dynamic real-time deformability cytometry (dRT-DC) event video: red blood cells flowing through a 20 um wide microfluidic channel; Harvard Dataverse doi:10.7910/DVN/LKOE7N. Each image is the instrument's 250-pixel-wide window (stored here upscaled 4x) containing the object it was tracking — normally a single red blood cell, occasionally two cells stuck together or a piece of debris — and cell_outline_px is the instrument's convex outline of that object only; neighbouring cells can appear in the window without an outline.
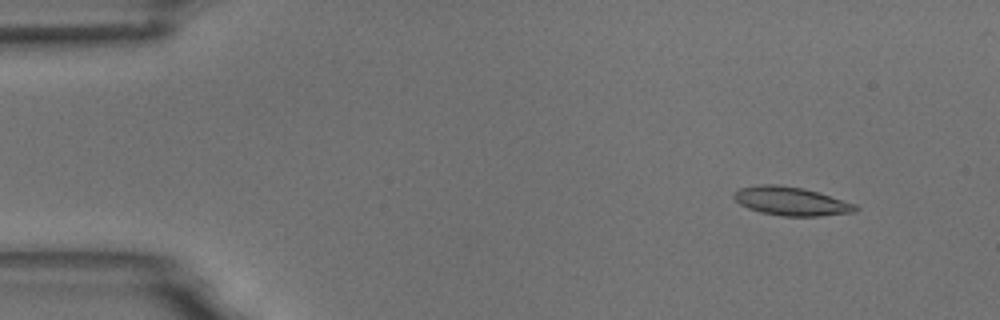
{"species": "common noctule bat (a hibernating species)", "species_latin": "Nyctalus noctula", "temperature_condition": "room temperature", "stored_images_in_passage": 5, "camera_frame_rate_fps": 3000, "um_per_image_px": 0.085, "animal": {"sex": "male", "body_mass_g": 18.8}, "frame": {"image": 1, "passage_image": 2, "time_ms": 1.0, "image_size_px": [1000, 320], "cell_outline_px": [[860, 208], [856, 212], [820, 216], [780, 216], [760, 212], [748, 208], [740, 204], [732, 196], [732, 192], [740, 188], [760, 184], [776, 184], [804, 188], [856, 204]], "centroid_in_image_um": [67.23, 17.1], "position_along_channel_um": 17.8, "area_um2": 20.4}}
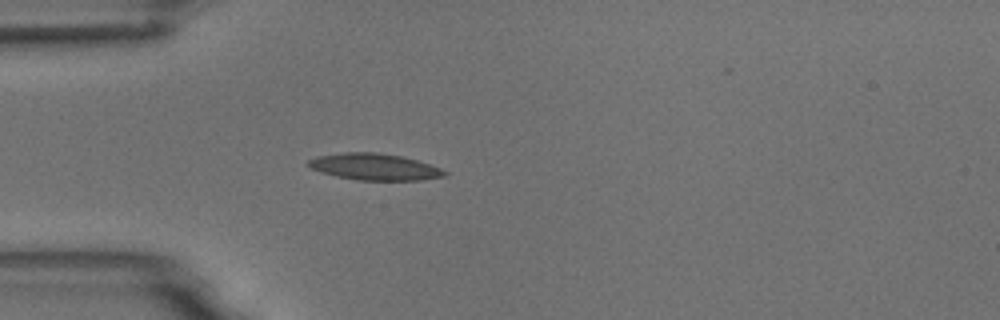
{"frame": {"image": 2, "passage_image": 5, "time_ms": 4.333, "image_size_px": [1000, 320], "cell_outline_px": [[448, 176], [420, 180], [356, 180], [336, 176], [320, 172], [312, 168], [308, 164], [308, 160], [316, 156], [344, 152], [376, 152], [404, 156], [440, 168], [448, 172]], "centroid_in_image_um": [31.85, 14.18], "position_along_channel_um": 53.2, "area_um2": 21.15}}